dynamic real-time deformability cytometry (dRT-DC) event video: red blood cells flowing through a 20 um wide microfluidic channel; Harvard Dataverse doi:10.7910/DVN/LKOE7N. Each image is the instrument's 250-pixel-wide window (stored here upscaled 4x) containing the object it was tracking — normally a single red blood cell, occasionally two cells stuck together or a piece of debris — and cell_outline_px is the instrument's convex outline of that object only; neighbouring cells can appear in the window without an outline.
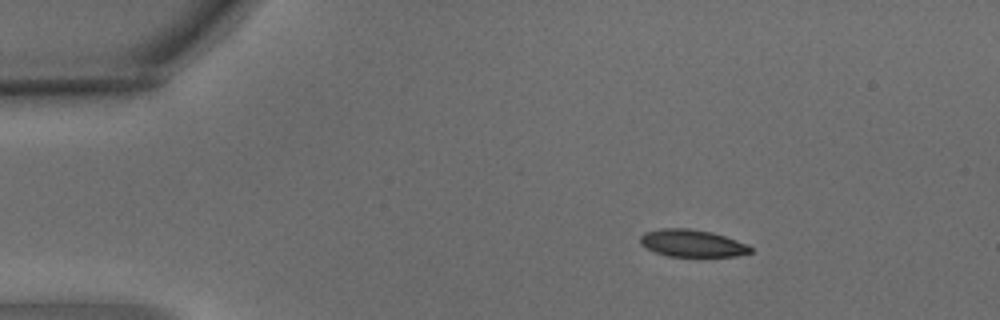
{"species": "common noctule bat (a hibernating species)", "species_latin": "Nyctalus noctula", "temperature_condition": "warm", "stored_images_in_passage": 4, "camera_frame_rate_fps": 3000, "um_per_image_px": 0.085, "animal": {"sex": "male", "body_mass_g": 15.6}, "frame": {"image": 1, "passage_image": 2, "time_ms": 0.333, "image_size_px": [1000, 320], "cell_outline_px": [[752, 252], [736, 256], [668, 256], [656, 252], [640, 244], [640, 236], [644, 232], [660, 228], [688, 228], [712, 232], [748, 244], [752, 248]], "centroid_in_image_um": [58.83, 20.67], "position_along_channel_um": 26.2, "area_um2": 17.46}}
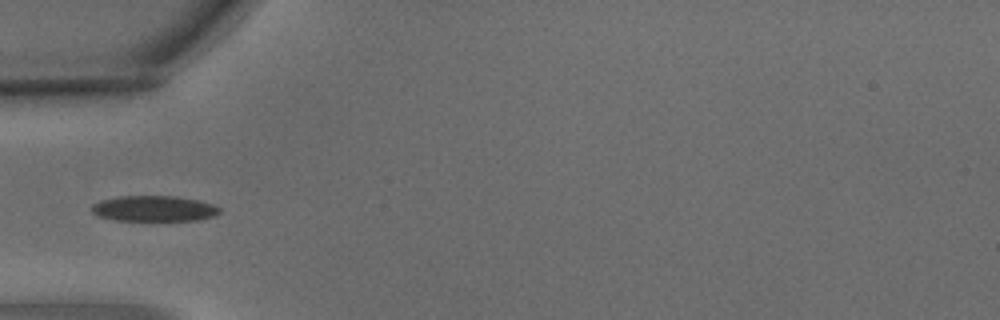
{"frame": {"image": 2, "passage_image": 4, "time_ms": 1.0, "image_size_px": [1000, 320], "cell_outline_px": [[220, 212], [216, 216], [196, 220], [112, 220], [100, 216], [92, 212], [92, 204], [100, 200], [120, 196], [176, 196], [200, 200], [212, 204], [220, 208]], "centroid_in_image_um": [13.11, 17.72], "position_along_channel_um": 71.9, "area_um2": 19.13}}